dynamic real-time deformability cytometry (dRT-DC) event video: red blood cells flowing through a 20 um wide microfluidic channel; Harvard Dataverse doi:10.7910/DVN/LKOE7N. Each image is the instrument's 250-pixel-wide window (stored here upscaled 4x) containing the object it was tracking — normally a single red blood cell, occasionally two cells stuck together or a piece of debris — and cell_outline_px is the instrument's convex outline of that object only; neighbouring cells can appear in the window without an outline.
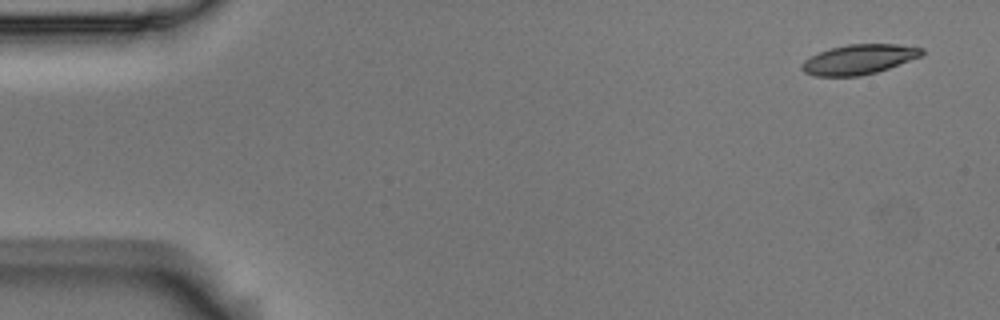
{"species": "Egyptian fruit bat (a non-hibernating species)", "species_latin": "Rousettus aegyptiacus", "temperature_condition": "room temperature", "stored_images_in_passage": 5, "camera_frame_rate_fps": 3000, "um_per_image_px": 0.085, "animal": {"sex": "male"}, "frame": {"image": 1, "passage_image": 1, "time_ms": 0.0, "image_size_px": [1000, 320], "cell_outline_px": [[924, 52], [920, 56], [888, 68], [876, 72], [860, 76], [816, 76], [804, 72], [800, 68], [800, 64], [804, 60], [820, 52], [832, 48], [848, 44], [896, 44], [924, 48]], "centroid_in_image_um": [72.99, 5.05], "position_along_channel_um": 12.0, "area_um2": 20.63}}
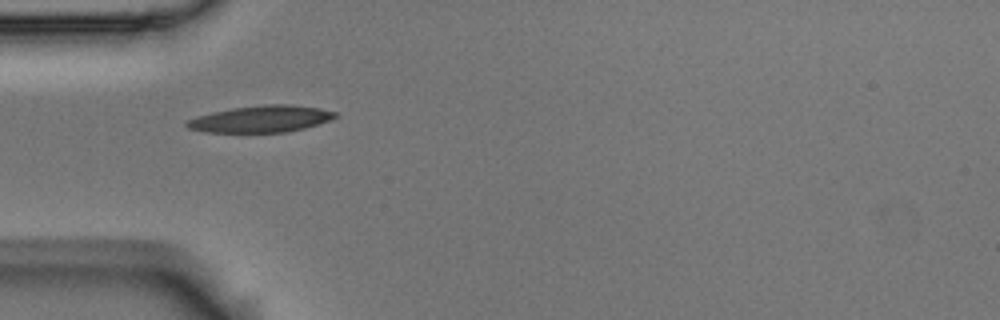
{"frame": {"image": 2, "passage_image": 5, "time_ms": 1.333, "image_size_px": [1000, 320], "cell_outline_px": [[336, 116], [328, 120], [304, 128], [288, 132], [208, 132], [188, 128], [184, 124], [188, 120], [196, 116], [212, 112], [232, 108], [268, 104], [288, 104], [320, 108], [336, 112]], "centroid_in_image_um": [22.15, 10.11], "position_along_channel_um": 62.8, "area_um2": 22.83}}